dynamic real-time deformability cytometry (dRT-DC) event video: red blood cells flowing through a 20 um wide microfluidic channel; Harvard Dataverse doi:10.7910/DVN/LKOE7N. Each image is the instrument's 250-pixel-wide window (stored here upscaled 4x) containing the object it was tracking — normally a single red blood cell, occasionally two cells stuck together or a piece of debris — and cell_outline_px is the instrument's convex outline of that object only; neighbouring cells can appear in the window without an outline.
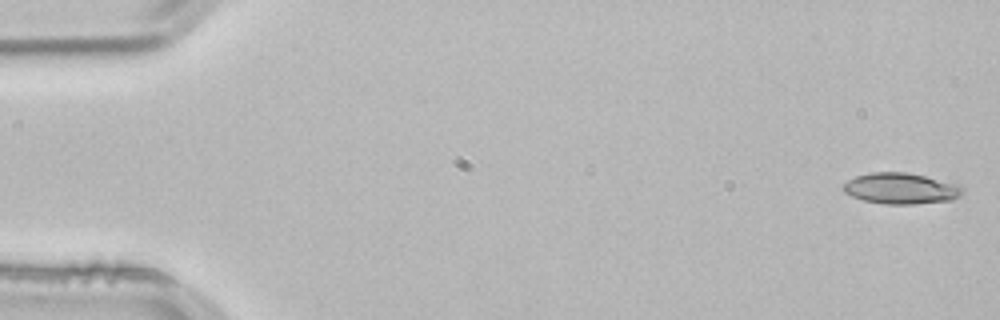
{"species": "common noctule bat (a hibernating species)", "species_latin": "Nyctalus noctula", "temperature_condition": "room temperature", "stored_images_in_passage": 51, "camera_frame_rate_fps": 3000, "um_per_image_px": 0.085, "animal": {"sex": "male", "body_mass_g": 21.5, "forearm_length_mm": 52.0}, "frame": {"image": 1, "passage_image": 1, "time_ms": 0.0, "image_size_px": [1000, 320], "cell_outline_px": [[964, 192], [960, 196], [952, 200], [912, 204], [884, 204], [864, 200], [852, 196], [844, 192], [840, 188], [848, 180], [856, 176], [872, 172], [908, 172], [960, 184], [964, 188]], "centroid_in_image_um": [76.6, 16.01], "position_along_channel_um": 8.4, "area_um2": 21.73}}
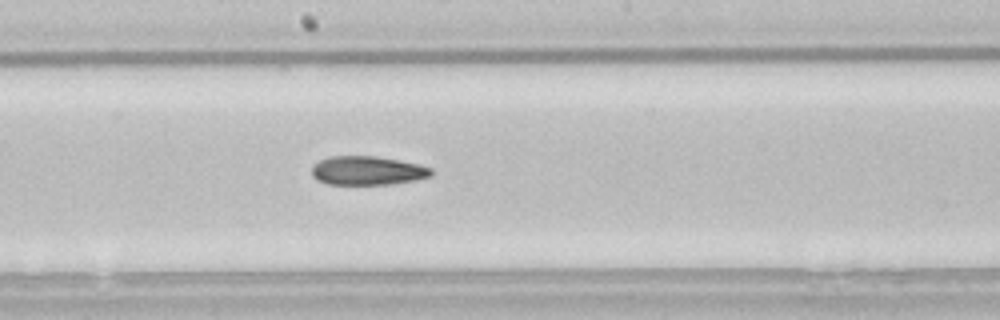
{"frame": {"image": 2, "passage_image": 28, "time_ms": 9.0, "image_size_px": [1000, 320], "cell_outline_px": [[432, 176], [416, 180], [388, 184], [328, 184], [316, 180], [312, 176], [312, 168], [320, 160], [332, 156], [376, 156], [420, 164], [432, 168]], "centroid_in_image_um": [31.25, 14.5], "position_along_channel_um": 216.9, "area_um2": 20.06}}
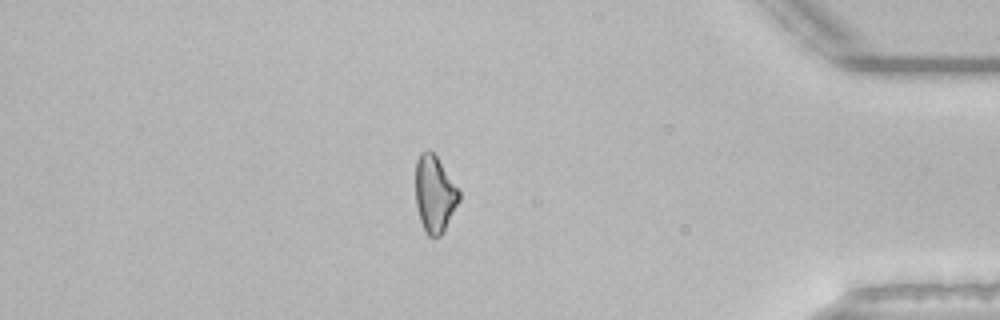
{"frame": {"image": 3, "passage_image": 45, "time_ms": 14.667, "image_size_px": [1000, 320], "cell_outline_px": [[460, 200], [444, 232], [440, 236], [432, 240], [428, 236], [420, 220], [416, 204], [416, 160], [420, 152], [428, 148], [436, 156], [460, 192]], "centroid_in_image_um": [36.94, 16.52], "position_along_channel_um": 398.3, "area_um2": 19.54}}